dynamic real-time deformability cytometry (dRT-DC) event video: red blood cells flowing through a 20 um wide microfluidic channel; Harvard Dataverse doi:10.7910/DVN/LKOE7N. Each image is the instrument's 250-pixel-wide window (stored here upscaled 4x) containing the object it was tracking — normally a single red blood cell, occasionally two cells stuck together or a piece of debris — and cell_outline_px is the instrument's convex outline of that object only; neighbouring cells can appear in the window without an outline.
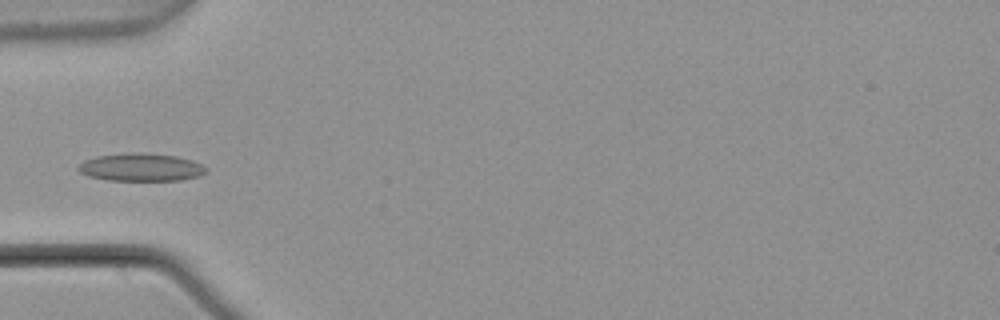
{"species": "common noctule bat (a hibernating species)", "species_latin": "Nyctalus noctula", "temperature_condition": "warm", "stored_images_in_passage": 5, "camera_frame_rate_fps": 3000, "um_per_image_px": 0.085, "animal": {"sex": "male", "body_mass_g": 21.5, "forearm_length_mm": 52.0}, "frame": {"image": 1, "passage_image": 5, "time_ms": 1.333, "image_size_px": [1000, 320], "cell_outline_px": [[208, 172], [200, 176], [180, 180], [108, 180], [88, 176], [80, 172], [76, 168], [84, 160], [96, 156], [128, 152], [140, 152], [176, 156], [192, 160], [208, 168]], "centroid_in_image_um": [11.99, 14.21], "position_along_channel_um": 73.0, "area_um2": 20.87}}